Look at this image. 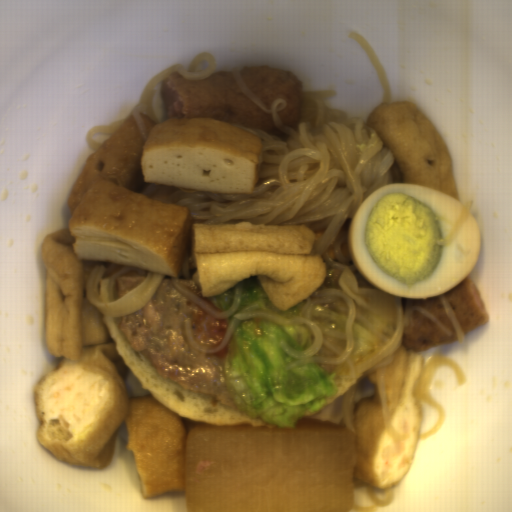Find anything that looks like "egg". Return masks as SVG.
<instances>
[{"instance_id": "1", "label": "egg", "mask_w": 512, "mask_h": 512, "mask_svg": "<svg viewBox=\"0 0 512 512\" xmlns=\"http://www.w3.org/2000/svg\"><path fill=\"white\" fill-rule=\"evenodd\" d=\"M464 204L418 183H388L365 197L347 232L351 261L362 278L395 297L446 294L474 270L482 252L478 219L469 215L449 246Z\"/></svg>"}]
</instances>
